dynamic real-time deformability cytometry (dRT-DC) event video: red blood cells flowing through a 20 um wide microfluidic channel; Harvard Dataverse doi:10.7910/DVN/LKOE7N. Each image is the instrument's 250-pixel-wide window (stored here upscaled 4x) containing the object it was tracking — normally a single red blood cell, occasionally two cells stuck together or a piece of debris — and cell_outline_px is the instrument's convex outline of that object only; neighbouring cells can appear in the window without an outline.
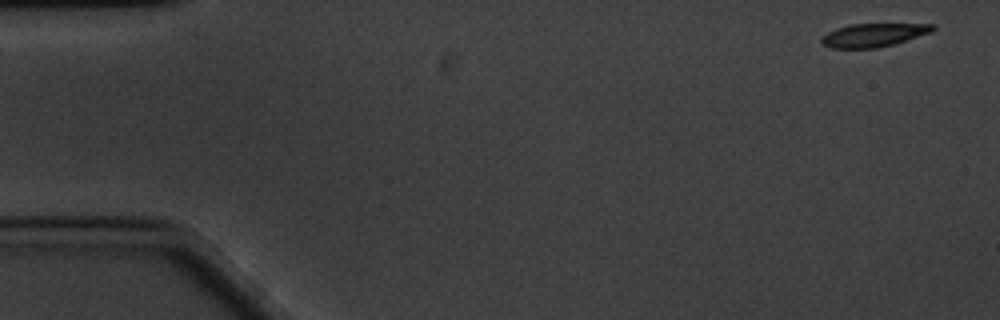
{"species": "common noctule bat (a hibernating species)", "species_latin": "Nyctalus noctula", "temperature_condition": "cold", "stored_images_in_passage": 59, "camera_frame_rate_fps": 3000, "um_per_image_px": 0.085, "animal": {"sex": "male", "body_mass_g": 20.1, "forearm_length_mm": 53.5}, "frame": {"image": 1, "passage_image": 1, "time_ms": 0.0, "image_size_px": [1000, 320], "cell_outline_px": [[936, 28], [932, 32], [892, 44], [876, 48], [832, 48], [824, 44], [820, 40], [828, 32], [836, 28], [848, 24], [932, 24]], "centroid_in_image_um": [74.24, 2.97], "position_along_channel_um": 10.8, "area_um2": 14.91}}
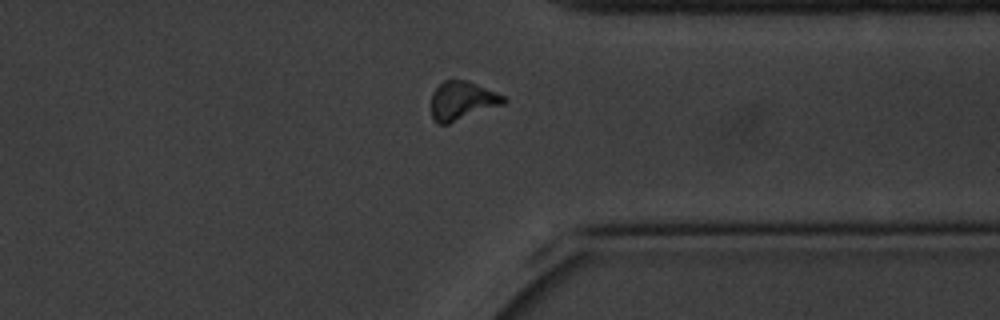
{"frame": {"image": 2, "passage_image": 45, "time_ms": 14.667, "image_size_px": [1000, 320], "cell_outline_px": [[508, 100], [504, 104], [448, 124], [440, 124], [432, 116], [432, 92], [444, 80], [452, 76], [468, 80], [496, 92], [504, 96]], "centroid_in_image_um": [39.29, 8.51], "position_along_channel_um": 372.1, "area_um2": 16.53}}
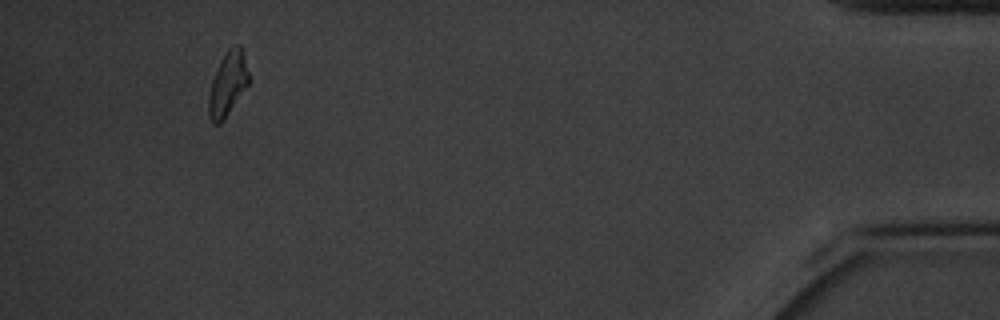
{"frame": {"image": 3, "passage_image": 55, "time_ms": 18.0, "image_size_px": [1000, 320], "cell_outline_px": [[248, 84], [224, 120], [220, 124], [212, 124], [208, 116], [208, 96], [212, 80], [216, 68], [224, 52], [228, 48], [236, 44], [240, 44], [244, 56], [248, 72]], "centroid_in_image_um": [19.32, 7.14], "position_along_channel_um": 415.9, "area_um2": 15.03}, "authors_computed_cell_mechanics": {"area_um2": 16.1262, "velocity_mm_per_s": 3.2899, "shape_relaxation_time_tau1_ms": 2.5715, "shape_relaxation_time_tau2_ms": null, "deformation_change_tau1": 0.1176, "deformation_change_tau2": null}}